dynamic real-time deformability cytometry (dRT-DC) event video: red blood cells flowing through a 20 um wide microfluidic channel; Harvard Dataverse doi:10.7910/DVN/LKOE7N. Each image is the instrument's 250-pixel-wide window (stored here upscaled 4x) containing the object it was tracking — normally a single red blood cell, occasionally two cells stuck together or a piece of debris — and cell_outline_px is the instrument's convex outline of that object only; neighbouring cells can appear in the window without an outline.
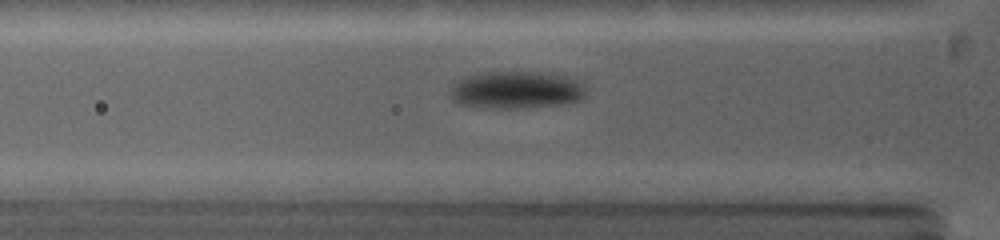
{"species": "common noctule bat (a hibernating species)", "species_latin": "Nyctalus noctula", "temperature_condition": "warm", "stored_images_in_passage": 31, "camera_frame_rate_fps": 5000, "um_per_image_px": 0.085, "animal": {"sex": "female", "body_mass_g": 19.0, "forearm_length_mm": 53.3}, "frame": {"image": 1, "passage_image": 4, "time_ms": 1.2, "image_size_px": [1000, 240], "cell_outline_px": [[588, 92], [580, 100], [560, 104], [528, 108], [480, 108], [456, 104], [452, 100], [448, 92], [456, 80], [460, 76], [476, 72], [564, 72], [584, 84]], "centroid_in_image_um": [43.87, 7.62], "position_along_channel_um": 81.9, "area_um2": 30.98}}
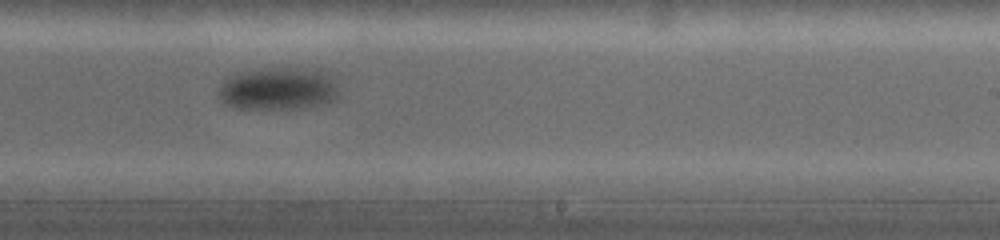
{"frame": {"image": 2, "passage_image": 17, "time_ms": 6.0, "image_size_px": [1000, 240], "cell_outline_px": [[336, 96], [328, 104], [312, 108], [236, 108], [224, 104], [216, 96], [216, 92], [224, 80], [244, 72], [264, 68], [320, 68], [332, 76], [336, 84]], "centroid_in_image_um": [23.67, 7.55], "position_along_channel_um": 265.3, "area_um2": 30.17}}
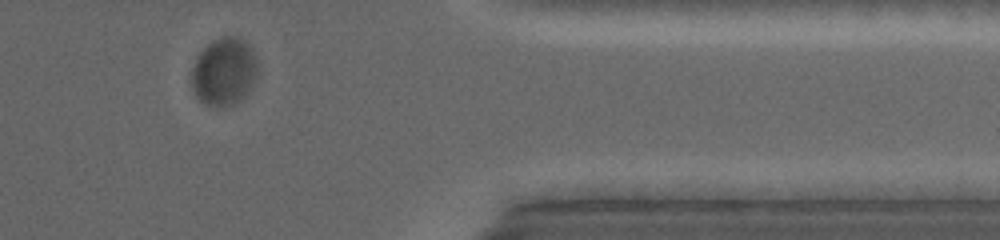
{"frame": {"image": 3, "passage_image": 27, "time_ms": 9.8, "image_size_px": [1000, 240], "cell_outline_px": [[256, 76], [252, 88], [236, 104], [224, 108], [212, 108], [204, 104], [196, 96], [192, 84], [192, 68], [200, 52], [212, 40], [224, 36], [240, 36], [252, 48], [256, 60]], "centroid_in_image_um": [19.05, 6.12], "position_along_channel_um": 392.3, "area_um2": 26.41}}